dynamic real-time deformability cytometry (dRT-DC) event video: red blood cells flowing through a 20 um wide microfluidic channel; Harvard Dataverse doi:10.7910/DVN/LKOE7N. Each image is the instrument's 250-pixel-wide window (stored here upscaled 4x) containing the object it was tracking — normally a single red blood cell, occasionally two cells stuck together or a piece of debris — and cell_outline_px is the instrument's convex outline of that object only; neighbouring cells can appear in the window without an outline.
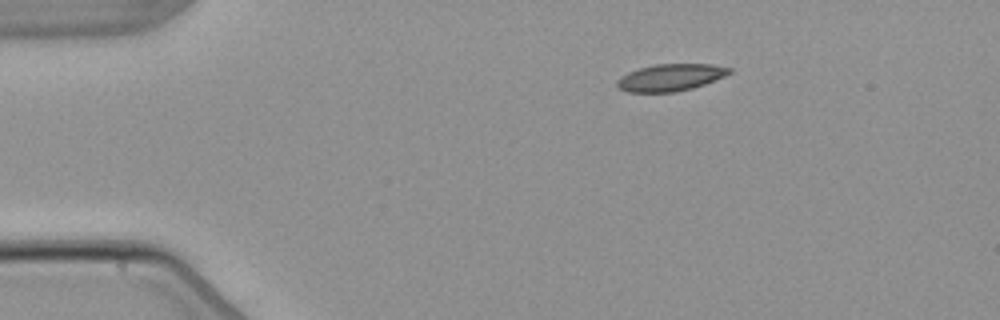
{"species": "common noctule bat (a hibernating species)", "species_latin": "Nyctalus noctula", "temperature_condition": "warm", "stored_images_in_passage": 2, "camera_frame_rate_fps": 3000, "um_per_image_px": 0.085, "animal": {"sex": "male", "body_mass_g": 21.5, "forearm_length_mm": 52.0}, "frame": {"image": 1, "passage_image": 1, "time_ms": 0.0, "image_size_px": [1000, 320], "cell_outline_px": [[732, 72], [724, 76], [704, 84], [692, 88], [676, 92], [628, 92], [620, 88], [616, 84], [616, 80], [620, 76], [628, 72], [640, 68], [656, 64], [712, 64], [732, 68]], "centroid_in_image_um": [56.99, 6.58], "position_along_channel_um": 28.0, "area_um2": 17.63}}